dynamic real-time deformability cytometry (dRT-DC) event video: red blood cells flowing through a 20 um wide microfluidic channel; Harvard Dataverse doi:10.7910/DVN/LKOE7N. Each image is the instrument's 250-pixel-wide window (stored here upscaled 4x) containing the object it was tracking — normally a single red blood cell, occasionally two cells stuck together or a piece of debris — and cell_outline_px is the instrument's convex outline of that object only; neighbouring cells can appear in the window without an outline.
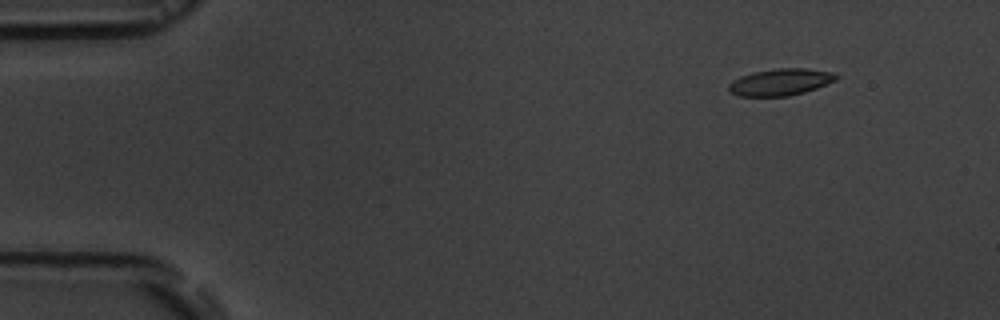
{"species": "common noctule bat (a hibernating species)", "species_latin": "Nyctalus noctula", "temperature_condition": "room temperature", "stored_images_in_passage": 6, "camera_frame_rate_fps": 3000, "um_per_image_px": 0.085, "animal": {"sex": "male", "body_mass_g": 19.5, "forearm_length_mm": 54.6}, "frame": {"image": 1, "passage_image": 1, "time_ms": 0.0, "image_size_px": [1000, 320], "cell_outline_px": [[840, 76], [836, 80], [816, 88], [804, 92], [788, 96], [740, 96], [728, 92], [728, 84], [732, 80], [740, 76], [752, 72], [776, 68], [808, 68], [832, 72]], "centroid_in_image_um": [66.31, 6.97], "position_along_channel_um": 18.7, "area_um2": 16.94}}
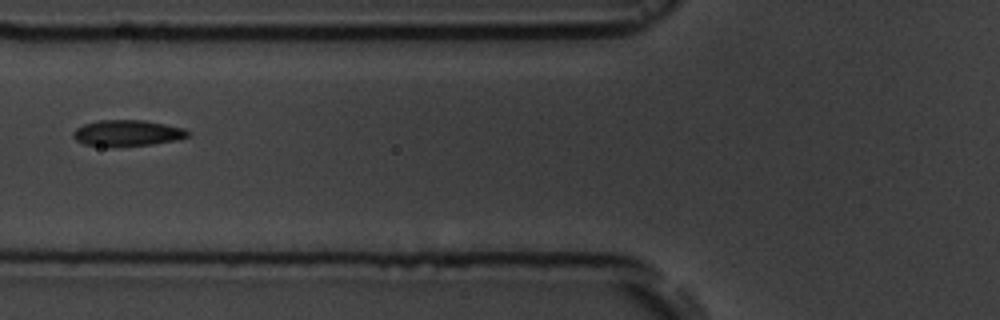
{"frame": {"image": 2, "passage_image": 5, "time_ms": 5.333, "image_size_px": [1000, 320], "cell_outline_px": [[192, 132], [188, 136], [176, 140], [152, 144], [112, 148], [84, 144], [76, 140], [72, 136], [72, 132], [76, 128], [84, 124], [100, 120], [144, 120], [184, 128]], "centroid_in_image_um": [10.8, 11.33], "position_along_channel_um": 115.0, "area_um2": 17.74}}
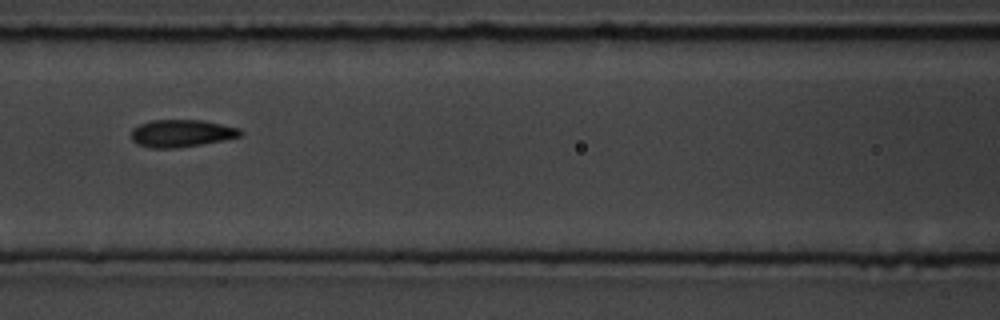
{"frame": {"image": 3, "passage_image": 6, "time_ms": 6.333, "image_size_px": [1000, 320], "cell_outline_px": [[244, 132], [240, 136], [224, 140], [180, 148], [152, 148], [136, 144], [132, 140], [132, 128], [140, 124], [152, 120], [204, 120], [240, 128]], "centroid_in_image_um": [15.44, 11.33], "position_along_channel_um": 151.2, "area_um2": 17.57}}